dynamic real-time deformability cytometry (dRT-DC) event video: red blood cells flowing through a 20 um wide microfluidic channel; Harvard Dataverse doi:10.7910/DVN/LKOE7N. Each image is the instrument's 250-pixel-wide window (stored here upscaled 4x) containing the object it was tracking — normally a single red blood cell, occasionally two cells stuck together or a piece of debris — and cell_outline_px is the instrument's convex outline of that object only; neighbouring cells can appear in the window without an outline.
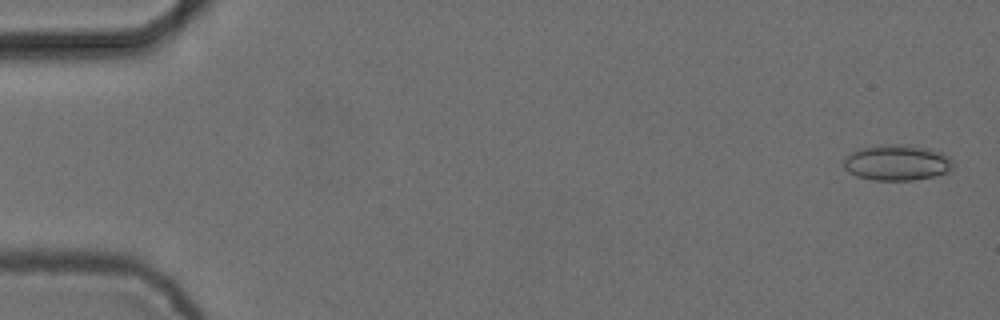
{"species": "common noctule bat (a hibernating species)", "species_latin": "Nyctalus noctula", "temperature_condition": "cold", "stored_images_in_passage": 5, "camera_frame_rate_fps": 3000, "um_per_image_px": 0.085, "animal": {"sex": "female", "body_mass_g": 24.6, "forearm_length_mm": 56.2}, "frame": {"image": 1, "passage_image": 1, "time_ms": 0.0, "image_size_px": [1000, 320], "cell_outline_px": [[952, 168], [948, 172], [936, 176], [912, 180], [872, 180], [856, 176], [848, 172], [844, 168], [844, 160], [852, 152], [860, 148], [880, 144], [908, 144], [928, 148], [944, 152], [952, 160]], "centroid_in_image_um": [76.26, 13.81], "position_along_channel_um": 8.7, "area_um2": 23.06}}